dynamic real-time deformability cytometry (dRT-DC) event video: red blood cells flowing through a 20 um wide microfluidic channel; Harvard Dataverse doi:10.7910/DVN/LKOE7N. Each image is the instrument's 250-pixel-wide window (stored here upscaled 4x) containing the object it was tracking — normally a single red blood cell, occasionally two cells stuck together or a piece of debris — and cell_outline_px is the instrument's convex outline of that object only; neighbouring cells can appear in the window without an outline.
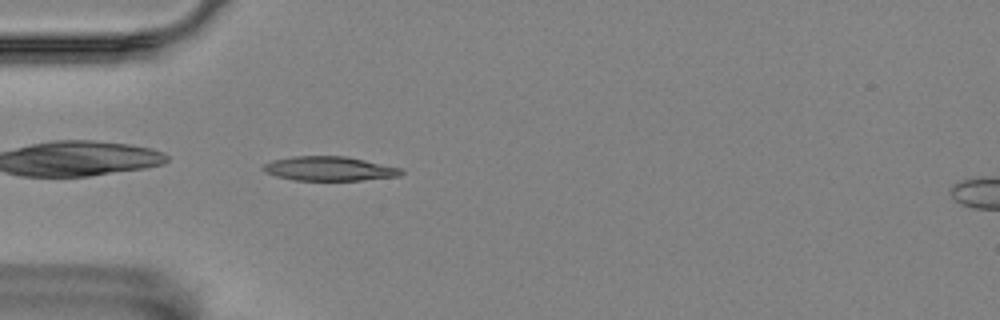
{"species": "Egyptian fruit bat (a non-hibernating species)", "species_latin": "Rousettus aegyptiacus", "temperature_condition": "room temperature", "stored_images_in_passage": 41, "camera_frame_rate_fps": 3000, "um_per_image_px": 0.085, "animal": {"sex": "female"}, "frame": {"image": 1, "passage_image": 1, "time_ms": 0.0, "image_size_px": [1000, 320], "cell_outline_px": [[404, 172], [400, 176], [360, 180], [292, 180], [276, 176], [264, 172], [260, 168], [264, 164], [272, 160], [292, 156], [348, 156], [400, 168]], "centroid_in_image_um": [27.94, 14.33], "position_along_channel_um": 57.1, "area_um2": 19.59}}
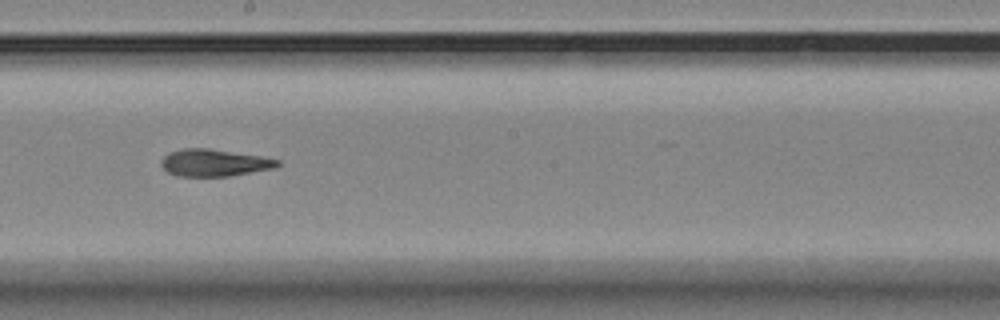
{"frame": {"image": 2, "passage_image": 16, "time_ms": 5.0, "image_size_px": [1000, 320], "cell_outline_px": [[280, 164], [276, 168], [228, 176], [176, 176], [168, 172], [160, 164], [160, 160], [168, 152], [184, 148], [208, 148], [260, 156], [280, 160]], "centroid_in_image_um": [18.19, 13.83], "position_along_channel_um": 230.0, "area_um2": 18.38}}
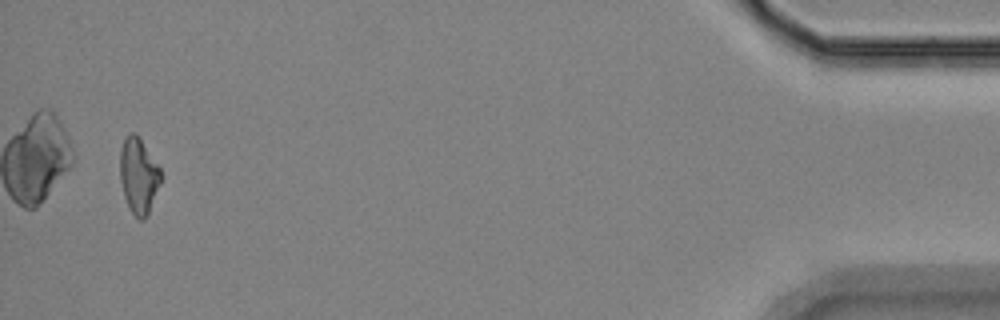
{"frame": {"image": 3, "passage_image": 39, "time_ms": 12.667, "image_size_px": [1000, 320], "cell_outline_px": [[164, 176], [148, 212], [144, 220], [140, 220], [128, 208], [124, 196], [120, 180], [120, 148], [124, 140], [132, 132], [136, 132], [160, 168]], "centroid_in_image_um": [11.79, 14.93], "position_along_channel_um": 423.4, "area_um2": 18.03}, "authors_computed_cell_mechanics": {"area_um2": 18.6116, "velocity_mm_per_s": 3.5317, "shape_relaxation_time_tau1_ms": 7.0076, "shape_relaxation_time_tau2_ms": 3.5333, "deformation_change_tau1": 0.171, "deformation_change_tau2": 0.1117}}